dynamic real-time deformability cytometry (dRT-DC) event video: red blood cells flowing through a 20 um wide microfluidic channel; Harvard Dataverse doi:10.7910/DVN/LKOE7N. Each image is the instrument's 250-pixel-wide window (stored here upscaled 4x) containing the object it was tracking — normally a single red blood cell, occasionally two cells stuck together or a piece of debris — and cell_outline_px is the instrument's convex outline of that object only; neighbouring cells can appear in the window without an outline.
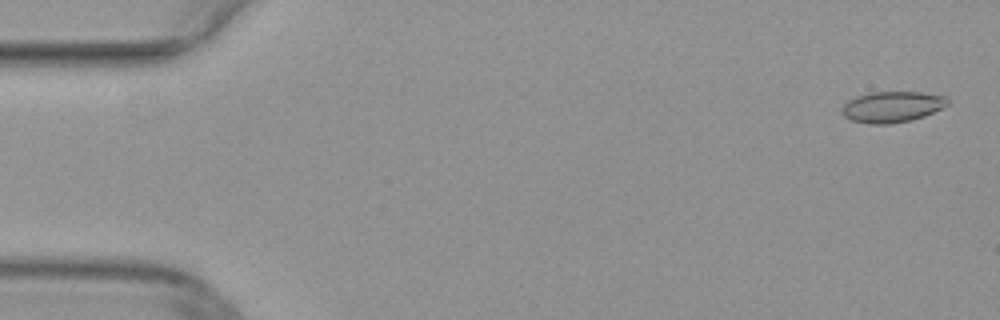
{"species": "common noctule bat (a hibernating species)", "species_latin": "Nyctalus noctula", "temperature_condition": "warm", "stored_images_in_passage": 51, "camera_frame_rate_fps": 3000, "um_per_image_px": 0.085, "animal": {"sex": "female", "body_mass_g": 29.2, "forearm_length_mm": 56.3}, "frame": {"image": 1, "passage_image": 2, "time_ms": 0.333, "image_size_px": [1000, 320], "cell_outline_px": [[948, 104], [924, 116], [912, 120], [888, 124], [868, 124], [852, 120], [844, 116], [840, 112], [840, 108], [848, 100], [856, 96], [868, 92], [920, 92], [944, 96], [948, 100]], "centroid_in_image_um": [75.76, 9.08], "position_along_channel_um": 9.2, "area_um2": 19.07}}
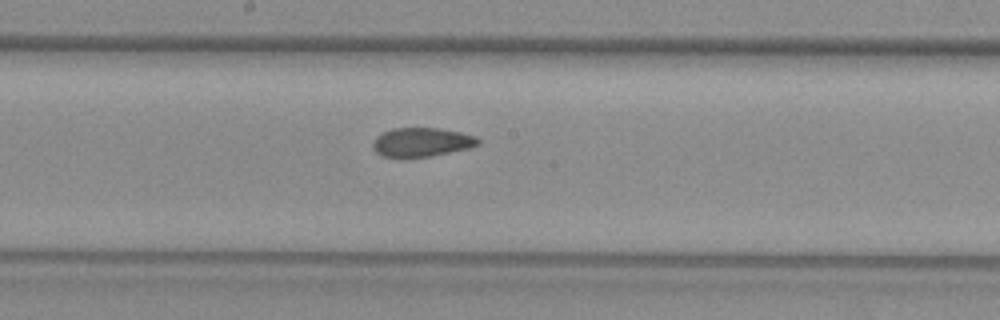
{"frame": {"image": 2, "passage_image": 27, "time_ms": 8.667, "image_size_px": [1000, 320], "cell_outline_px": [[480, 144], [468, 148], [428, 156], [384, 156], [376, 152], [372, 148], [372, 144], [376, 136], [392, 128], [440, 128], [460, 132], [476, 136], [480, 140]], "centroid_in_image_um": [35.85, 12.06], "position_along_channel_um": 212.4, "area_um2": 17.46}}
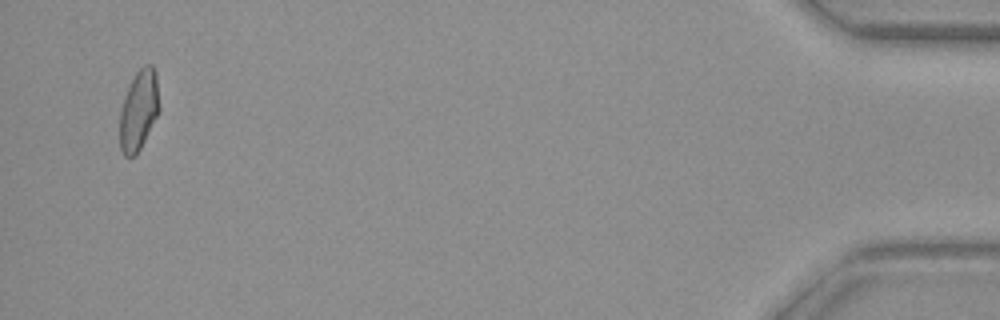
{"frame": {"image": 3, "passage_image": 49, "time_ms": 16.0, "image_size_px": [1000, 320], "cell_outline_px": [[160, 112], [136, 156], [124, 156], [120, 148], [120, 112], [124, 96], [136, 72], [144, 64], [152, 64], [156, 72], [160, 108]], "centroid_in_image_um": [11.82, 9.37], "position_along_channel_um": 423.4, "area_um2": 18.67}}